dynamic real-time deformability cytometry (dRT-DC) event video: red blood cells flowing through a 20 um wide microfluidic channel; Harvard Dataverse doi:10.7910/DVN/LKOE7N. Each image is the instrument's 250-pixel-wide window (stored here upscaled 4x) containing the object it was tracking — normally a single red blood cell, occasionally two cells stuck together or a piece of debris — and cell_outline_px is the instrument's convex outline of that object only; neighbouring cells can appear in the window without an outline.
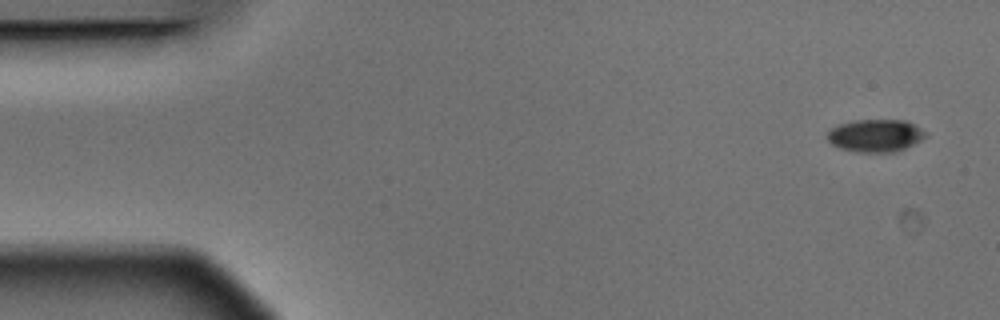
{"species": "Egyptian fruit bat (a non-hibernating species)", "species_latin": "Rousettus aegyptiacus", "temperature_condition": "warm", "stored_images_in_passage": 4, "camera_frame_rate_fps": 3000, "um_per_image_px": 0.085, "animal": {"sex": "male"}, "frame": {"image": 1, "passage_image": 1, "time_ms": 0.0, "image_size_px": [1000, 320], "cell_outline_px": [[928, 136], [896, 152], [860, 152], [840, 148], [832, 144], [828, 140], [828, 132], [832, 128], [840, 124], [856, 120], [904, 120], [920, 128]], "centroid_in_image_um": [74.41, 11.52], "position_along_channel_um": 10.6, "area_um2": 18.32}}
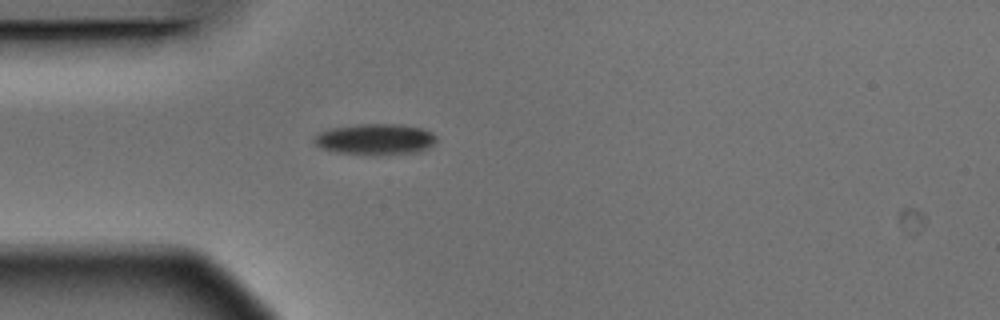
{"frame": {"image": 2, "passage_image": 4, "time_ms": 1.0, "image_size_px": [1000, 320], "cell_outline_px": [[436, 140], [428, 148], [420, 152], [376, 156], [372, 156], [336, 152], [324, 148], [316, 144], [312, 140], [320, 132], [328, 128], [356, 124], [400, 124], [424, 128], [432, 132], [436, 136]], "centroid_in_image_um": [31.93, 11.84], "position_along_channel_um": 53.1, "area_um2": 22.54}}